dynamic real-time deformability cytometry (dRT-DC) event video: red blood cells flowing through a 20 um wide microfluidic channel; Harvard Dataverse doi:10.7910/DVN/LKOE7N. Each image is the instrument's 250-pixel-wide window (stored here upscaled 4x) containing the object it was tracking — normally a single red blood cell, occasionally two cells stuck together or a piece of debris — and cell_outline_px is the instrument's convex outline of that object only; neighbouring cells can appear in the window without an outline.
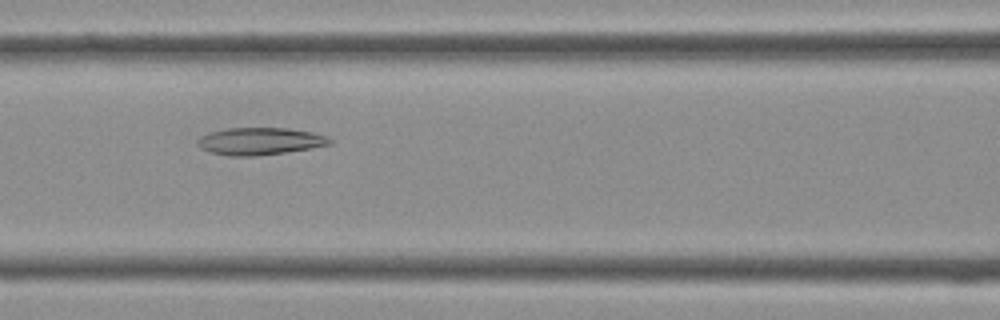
{"species": "Egyptian fruit bat (a non-hibernating species)", "species_latin": "Rousettus aegyptiacus", "temperature_condition": "cold", "stored_images_in_passage": 40, "camera_frame_rate_fps": 3000, "um_per_image_px": 0.085, "frame": {"image": 1, "passage_image": 17, "time_ms": 5.333, "image_size_px": [1000, 320], "cell_outline_px": [[332, 144], [312, 148], [256, 156], [228, 156], [212, 152], [200, 148], [196, 144], [196, 140], [200, 136], [212, 132], [228, 128], [288, 128], [312, 132], [328, 136], [332, 140]], "centroid_in_image_um": [22.1, 12.0], "position_along_channel_um": 144.5, "area_um2": 21.04}}
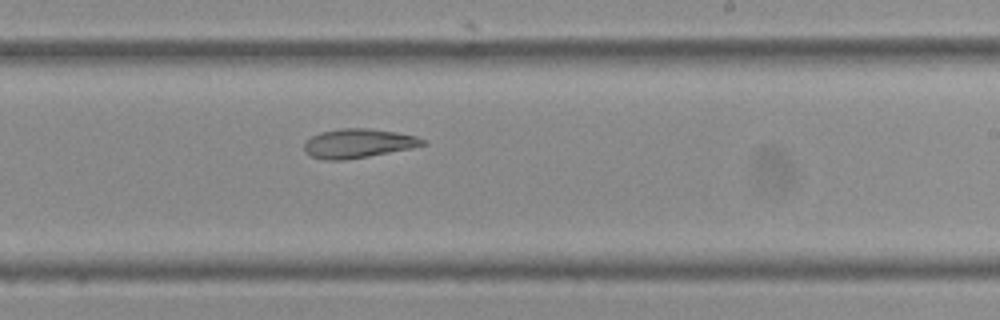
{"frame": {"image": 2, "passage_image": 24, "time_ms": 7.667, "image_size_px": [1000, 320], "cell_outline_px": [[428, 144], [412, 148], [368, 156], [344, 160], [324, 160], [312, 156], [304, 152], [304, 140], [320, 132], [340, 128], [364, 128], [396, 132], [416, 136], [424, 140]], "centroid_in_image_um": [30.41, 12.18], "position_along_channel_um": 258.6, "area_um2": 20.11}}
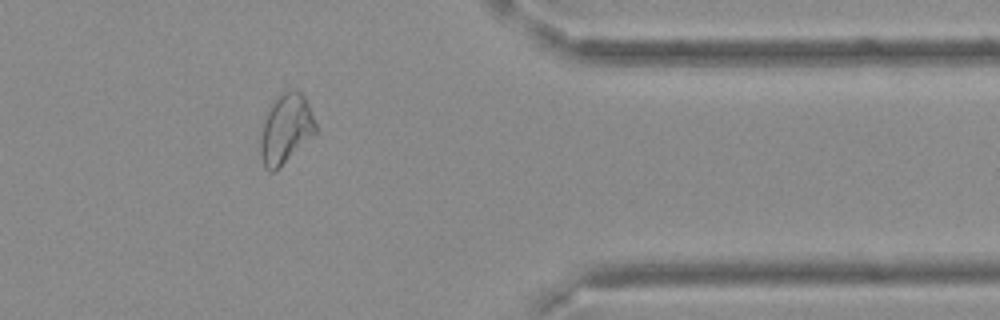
{"frame": {"image": 3, "passage_image": 33, "time_ms": 10.667, "image_size_px": [1000, 320], "cell_outline_px": [[316, 132], [280, 168], [272, 172], [264, 168], [260, 156], [260, 140], [264, 120], [272, 100], [276, 96], [284, 92], [296, 88], [304, 96], [308, 104], [316, 124]], "centroid_in_image_um": [24.27, 10.96], "position_along_channel_um": 387.1, "area_um2": 22.37}}